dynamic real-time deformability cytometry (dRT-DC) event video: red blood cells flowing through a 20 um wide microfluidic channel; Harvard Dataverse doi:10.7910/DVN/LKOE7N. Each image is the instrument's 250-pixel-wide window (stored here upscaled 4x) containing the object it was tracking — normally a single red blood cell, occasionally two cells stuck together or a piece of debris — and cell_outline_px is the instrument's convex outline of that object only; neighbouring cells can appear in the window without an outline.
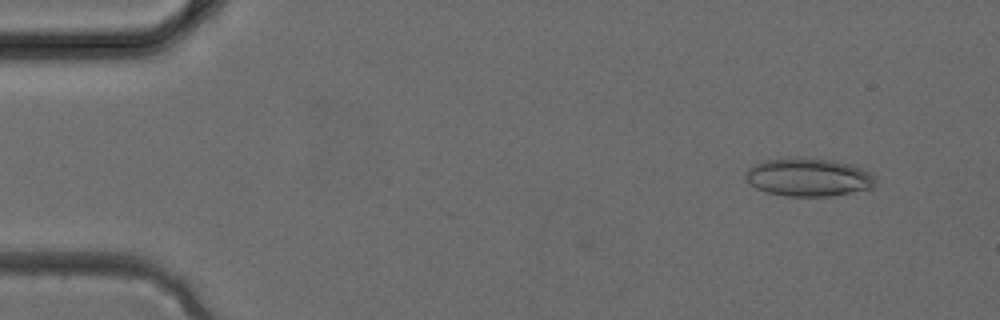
{"species": "common noctule bat (a hibernating species)", "species_latin": "Nyctalus noctula", "temperature_condition": "cold", "stored_images_in_passage": 2, "camera_frame_rate_fps": 3000, "um_per_image_px": 0.085, "animal": {"sex": "female", "body_mass_g": 24.6, "forearm_length_mm": 56.2}, "frame": {"image": 1, "passage_image": 2, "time_ms": 0.333, "image_size_px": [1000, 320], "cell_outline_px": [[876, 180], [872, 188], [828, 196], [788, 196], [764, 192], [756, 188], [744, 176], [748, 168], [764, 160], [796, 156], [832, 160], [848, 164], [860, 168], [868, 172]], "centroid_in_image_um": [68.67, 15.05], "position_along_channel_um": 16.3, "area_um2": 28.73}}